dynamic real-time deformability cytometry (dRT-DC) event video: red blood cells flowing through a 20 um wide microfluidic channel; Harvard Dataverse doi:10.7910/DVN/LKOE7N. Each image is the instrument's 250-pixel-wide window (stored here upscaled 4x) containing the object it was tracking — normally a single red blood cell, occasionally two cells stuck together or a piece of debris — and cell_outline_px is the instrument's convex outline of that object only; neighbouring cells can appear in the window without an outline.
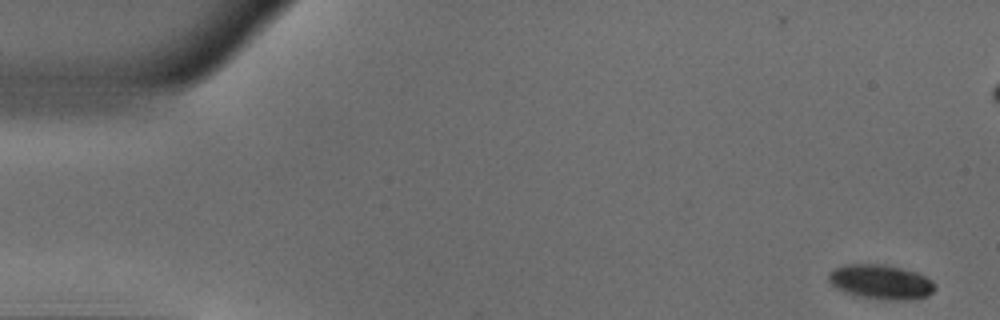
{"species": "common noctule bat (a hibernating species)", "species_latin": "Nyctalus noctula", "temperature_condition": "warm", "stored_images_in_passage": 53, "camera_frame_rate_fps": 3000, "um_per_image_px": 0.085, "animal": {"sex": "male", "body_mass_g": 18.8}, "frame": {"image": 1, "passage_image": 1, "time_ms": 0.0, "image_size_px": [1000, 320], "cell_outline_px": [[936, 288], [928, 296], [908, 300], [884, 300], [864, 296], [848, 292], [836, 288], [828, 280], [828, 276], [836, 268], [844, 264], [884, 264], [916, 272], [932, 280], [936, 284]], "centroid_in_image_um": [74.93, 23.96], "position_along_channel_um": 10.1, "area_um2": 21.15}}
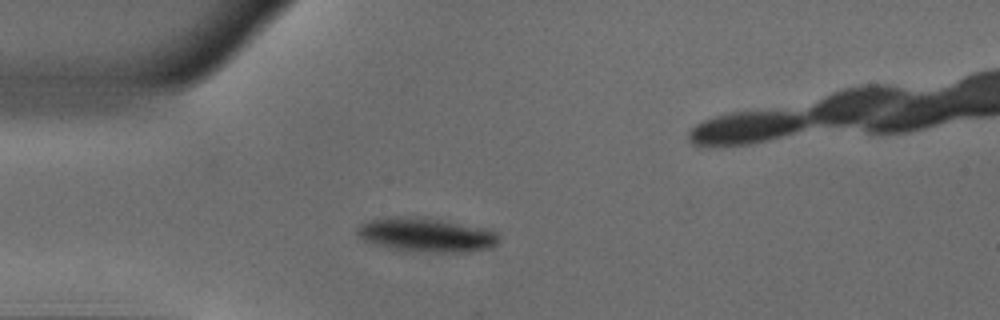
{"frame": {"image": 2, "passage_image": 13, "time_ms": 4.0, "image_size_px": [1000, 320], "cell_outline_px": [[500, 240], [492, 248], [460, 252], [444, 252], [396, 248], [364, 240], [356, 232], [360, 224], [368, 220], [396, 216], [424, 216], [488, 228], [496, 232], [500, 236]], "centroid_in_image_um": [36.33, 19.92], "position_along_channel_um": 48.7, "area_um2": 27.86}}